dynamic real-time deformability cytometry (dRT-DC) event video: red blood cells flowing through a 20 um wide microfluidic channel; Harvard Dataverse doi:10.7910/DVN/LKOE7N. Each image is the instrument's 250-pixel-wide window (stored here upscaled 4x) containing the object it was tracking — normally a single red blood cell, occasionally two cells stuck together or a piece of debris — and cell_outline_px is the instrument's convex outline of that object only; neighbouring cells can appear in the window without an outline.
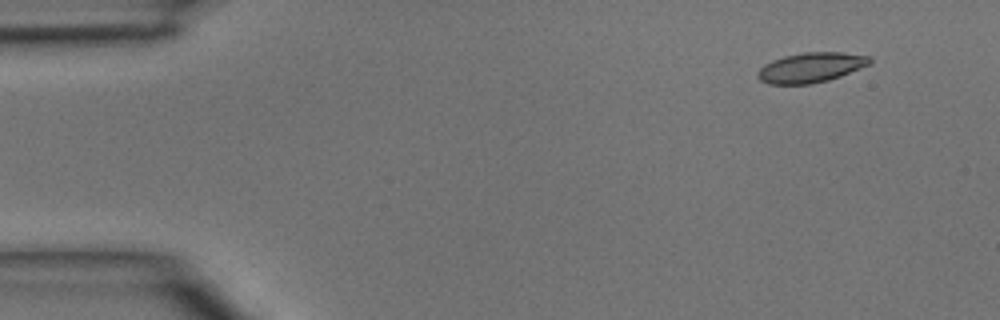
{"species": "common noctule bat (a hibernating species)", "species_latin": "Nyctalus noctula", "temperature_condition": "room temperature", "stored_images_in_passage": 4, "camera_frame_rate_fps": 3000, "um_per_image_px": 0.085, "animal": {"sex": "male", "body_mass_g": 15.6}, "frame": {"image": 1, "passage_image": 2, "time_ms": 0.333, "image_size_px": [1000, 320], "cell_outline_px": [[872, 60], [868, 64], [840, 76], [828, 80], [812, 84], [768, 84], [760, 80], [756, 76], [756, 72], [764, 64], [772, 60], [784, 56], [804, 52], [840, 52], [872, 56]], "centroid_in_image_um": [68.88, 5.74], "position_along_channel_um": 16.1, "area_um2": 19.54}}